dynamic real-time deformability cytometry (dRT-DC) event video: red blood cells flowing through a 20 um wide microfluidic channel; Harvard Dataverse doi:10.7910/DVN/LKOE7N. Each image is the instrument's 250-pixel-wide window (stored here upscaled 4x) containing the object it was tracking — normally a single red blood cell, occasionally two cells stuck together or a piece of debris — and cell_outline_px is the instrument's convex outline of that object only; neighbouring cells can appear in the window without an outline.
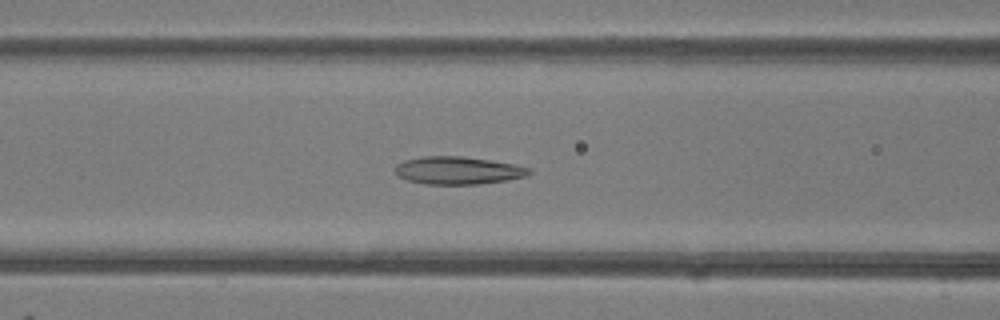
{"species": "common noctule bat (a hibernating species)", "species_latin": "Nyctalus noctula", "temperature_condition": "room temperature", "stored_images_in_passage": 47, "camera_frame_rate_fps": 3000, "um_per_image_px": 0.085, "animal": {"sex": "female"}, "frame": {"image": 1, "passage_image": 19, "time_ms": 6.0, "image_size_px": [1000, 320], "cell_outline_px": [[532, 172], [524, 176], [508, 180], [480, 184], [424, 184], [408, 180], [396, 176], [392, 168], [396, 164], [404, 160], [420, 156], [460, 156], [488, 160], [512, 164], [532, 168]], "centroid_in_image_um": [38.85, 14.49], "position_along_channel_um": 127.7, "area_um2": 21.79}}
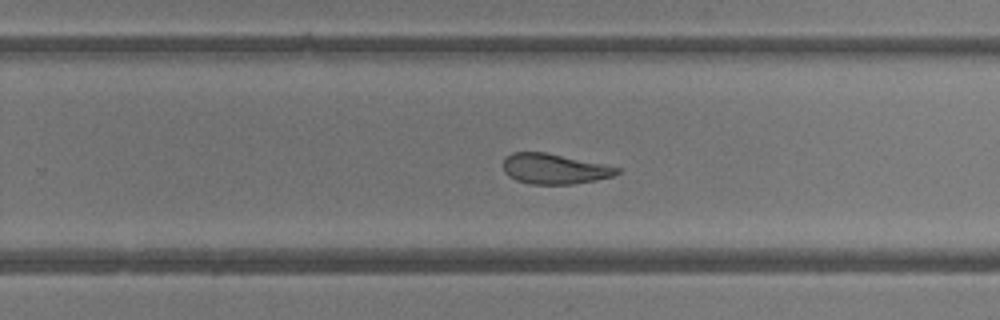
{"frame": {"image": 2, "passage_image": 30, "time_ms": 9.667, "image_size_px": [1000, 320], "cell_outline_px": [[620, 172], [612, 176], [596, 180], [572, 184], [532, 184], [516, 180], [508, 176], [504, 172], [504, 160], [512, 152], [544, 152], [620, 168]], "centroid_in_image_um": [47.09, 14.36], "position_along_channel_um": 282.7, "area_um2": 19.71}}
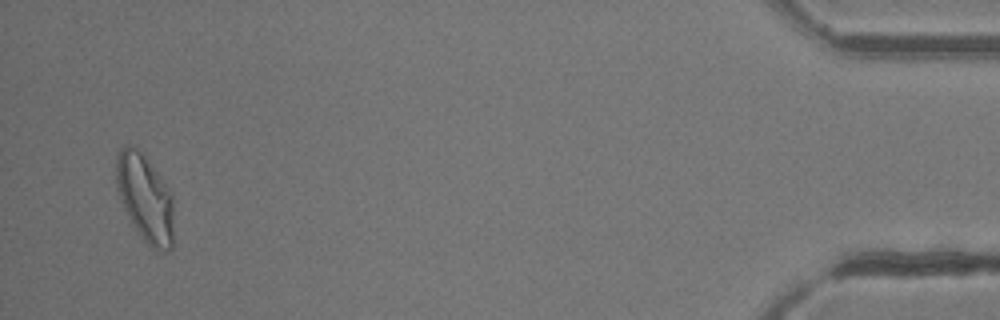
{"frame": {"image": 3, "passage_image": 46, "time_ms": 15.0, "image_size_px": [1000, 320], "cell_outline_px": [[172, 248], [168, 252], [160, 252], [152, 248], [144, 240], [128, 216], [120, 200], [116, 188], [116, 156], [120, 148], [124, 144], [132, 144], [144, 156], [172, 192]], "centroid_in_image_um": [12.31, 16.82], "position_along_channel_um": 422.9, "area_um2": 29.19}, "authors_computed_cell_mechanics": {"area_um2": 23.12, "velocity_mm_per_s": 4.2376, "shape_relaxation_time_tau1_ms": 3.378, "shape_relaxation_time_tau2_ms": 1.8034, "deformation_change_tau1": 0.147, "deformation_change_tau2": 0.1026}}